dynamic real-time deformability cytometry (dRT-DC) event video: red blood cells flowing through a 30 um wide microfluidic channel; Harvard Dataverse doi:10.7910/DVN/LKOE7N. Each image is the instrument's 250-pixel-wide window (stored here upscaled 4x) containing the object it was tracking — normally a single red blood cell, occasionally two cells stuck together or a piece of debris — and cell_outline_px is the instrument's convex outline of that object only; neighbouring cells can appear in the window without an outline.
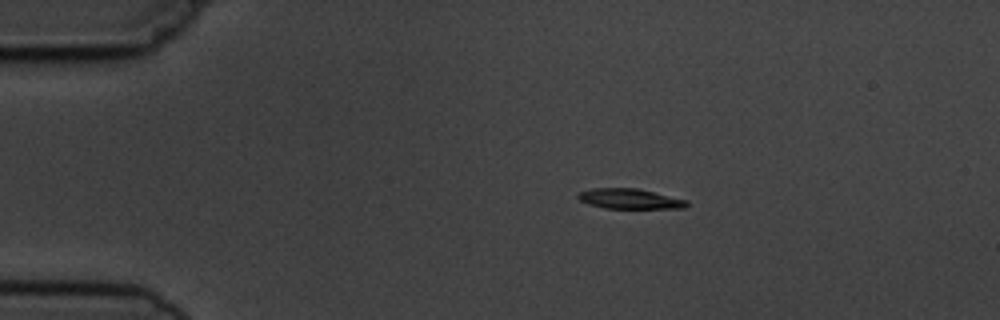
{"species": "common noctule bat (a hibernating species)", "species_latin": "Nyctalus noctula", "temperature_condition": "cold", "stored_images_in_passage": 6, "camera_frame_rate_fps": 3000, "um_per_image_px": 0.085, "animal": {"sex": "male", "body_mass_g": 19.5, "forearm_length_mm": 54.6}, "frame": {"image": 1, "passage_image": 3, "time_ms": 2.333, "image_size_px": [1000, 320], "cell_outline_px": [[688, 204], [684, 208], [604, 208], [588, 204], [580, 200], [576, 196], [580, 192], [592, 188], [636, 188], [688, 200]], "centroid_in_image_um": [53.51, 16.9], "position_along_channel_um": 31.5, "area_um2": 12.66}}
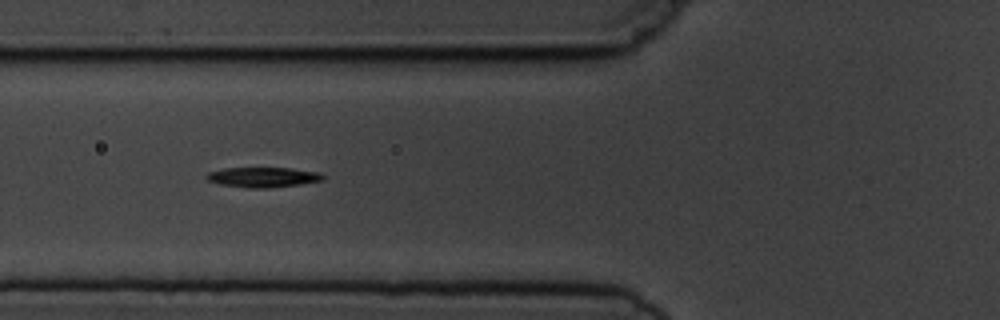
{"frame": {"image": 2, "passage_image": 5, "time_ms": 5.667, "image_size_px": [1000, 320], "cell_outline_px": [[324, 180], [300, 184], [268, 188], [248, 188], [220, 184], [208, 180], [204, 176], [208, 172], [224, 168], [292, 168], [320, 172], [324, 176]], "centroid_in_image_um": [22.36, 15.06], "position_along_channel_um": 103.4, "area_um2": 13.64}}
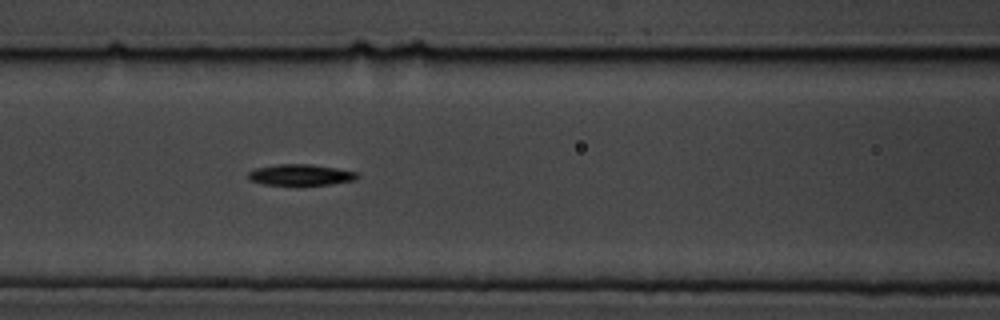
{"frame": {"image": 3, "passage_image": 6, "time_ms": 6.667, "image_size_px": [1000, 320], "cell_outline_px": [[360, 176], [356, 180], [332, 184], [264, 184], [248, 180], [248, 172], [256, 168], [276, 164], [312, 164], [336, 168], [356, 172]], "centroid_in_image_um": [25.56, 14.85], "position_along_channel_um": 141.0, "area_um2": 13.29}}